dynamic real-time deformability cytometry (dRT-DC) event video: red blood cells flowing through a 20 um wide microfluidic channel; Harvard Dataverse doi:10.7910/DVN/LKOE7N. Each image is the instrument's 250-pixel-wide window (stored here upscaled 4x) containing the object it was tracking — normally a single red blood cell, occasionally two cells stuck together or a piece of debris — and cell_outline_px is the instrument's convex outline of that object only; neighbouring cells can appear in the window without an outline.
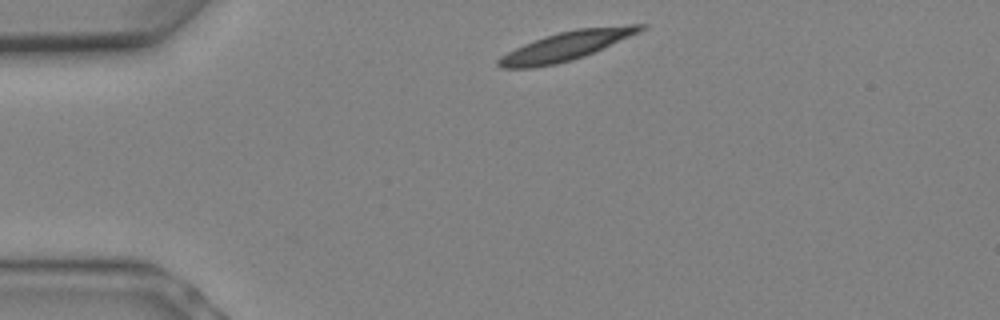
{"species": "Egyptian fruit bat (a non-hibernating species)", "species_latin": "Rousettus aegyptiacus", "temperature_condition": "warm", "stored_images_in_passage": 7, "camera_frame_rate_fps": 3000, "um_per_image_px": 0.085, "animal": {"sex": "female"}, "frame": {"image": 1, "passage_image": 1, "time_ms": 0.0, "image_size_px": [1000, 320], "cell_outline_px": [[648, 28], [640, 32], [584, 56], [572, 60], [556, 64], [532, 68], [500, 68], [496, 64], [496, 60], [500, 56], [524, 44], [560, 32], [576, 28], [628, 24], [648, 24]], "centroid_in_image_um": [48.17, 3.9], "position_along_channel_um": 36.8, "area_um2": 23.87}}
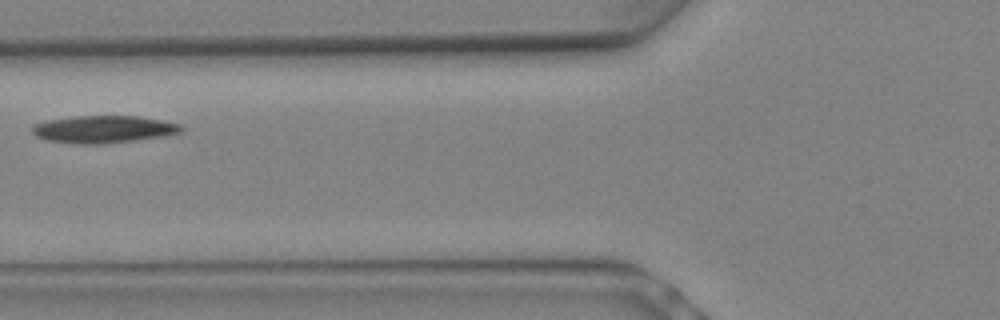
{"frame": {"image": 2, "passage_image": 5, "time_ms": 1.333, "image_size_px": [1000, 320], "cell_outline_px": [[184, 128], [180, 132], [160, 136], [132, 140], [100, 144], [80, 144], [48, 140], [36, 136], [32, 132], [32, 124], [44, 120], [76, 116], [140, 116], [184, 124]], "centroid_in_image_um": [8.78, 10.97], "position_along_channel_um": 117.0, "area_um2": 23.7}}
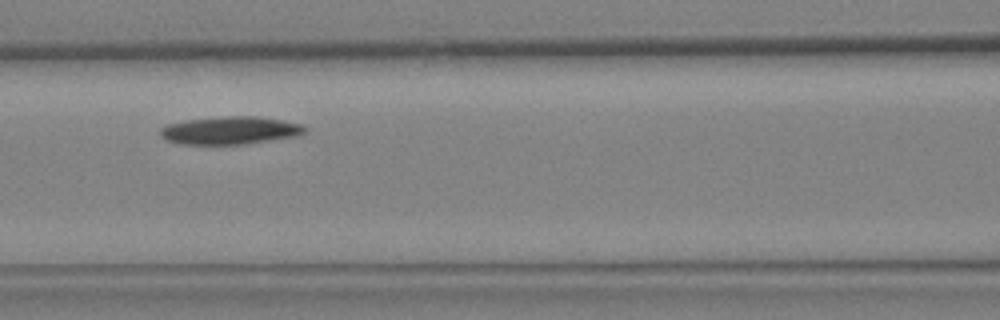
{"frame": {"image": 3, "passage_image": 6, "time_ms": 1.667, "image_size_px": [1000, 320], "cell_outline_px": [[308, 132], [300, 136], [244, 144], [180, 144], [168, 140], [160, 136], [160, 128], [168, 124], [184, 120], [228, 116], [256, 116], [280, 120], [300, 124], [308, 128]], "centroid_in_image_um": [19.6, 11.09], "position_along_channel_um": 147.0, "area_um2": 23.52}}